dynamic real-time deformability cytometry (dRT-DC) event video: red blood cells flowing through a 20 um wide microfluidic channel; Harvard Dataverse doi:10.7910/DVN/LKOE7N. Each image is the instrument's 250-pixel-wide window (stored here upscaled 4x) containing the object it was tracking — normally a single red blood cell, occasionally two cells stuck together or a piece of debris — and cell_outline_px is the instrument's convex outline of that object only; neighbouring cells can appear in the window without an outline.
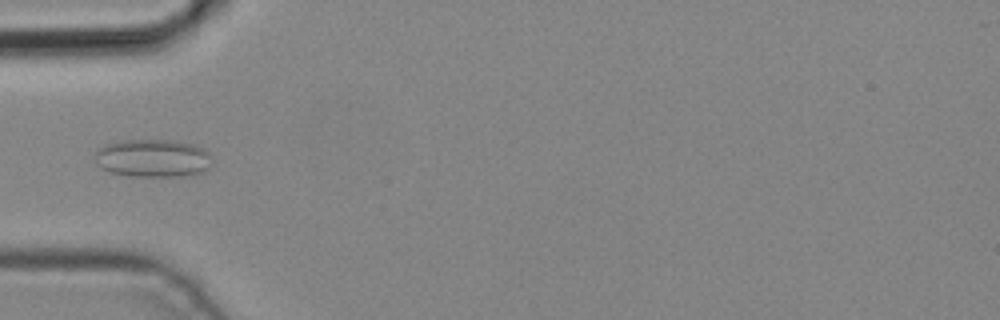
{"species": "common noctule bat (a hibernating species)", "species_latin": "Nyctalus noctula", "temperature_condition": "cold", "stored_images_in_passage": 5, "camera_frame_rate_fps": 3000, "um_per_image_px": 0.085, "animal": {"sex": "male", "body_mass_g": 19.2, "forearm_length_mm": 51.8}, "frame": {"image": 1, "passage_image": 4, "time_ms": 1.0, "image_size_px": [1000, 320], "cell_outline_px": [[208, 168], [200, 172], [184, 176], [128, 176], [112, 172], [100, 168], [96, 164], [96, 148], [104, 144], [120, 140], [176, 140], [192, 144], [204, 148], [208, 152]], "centroid_in_image_um": [12.92, 13.43], "position_along_channel_um": 72.1, "area_um2": 25.89}}